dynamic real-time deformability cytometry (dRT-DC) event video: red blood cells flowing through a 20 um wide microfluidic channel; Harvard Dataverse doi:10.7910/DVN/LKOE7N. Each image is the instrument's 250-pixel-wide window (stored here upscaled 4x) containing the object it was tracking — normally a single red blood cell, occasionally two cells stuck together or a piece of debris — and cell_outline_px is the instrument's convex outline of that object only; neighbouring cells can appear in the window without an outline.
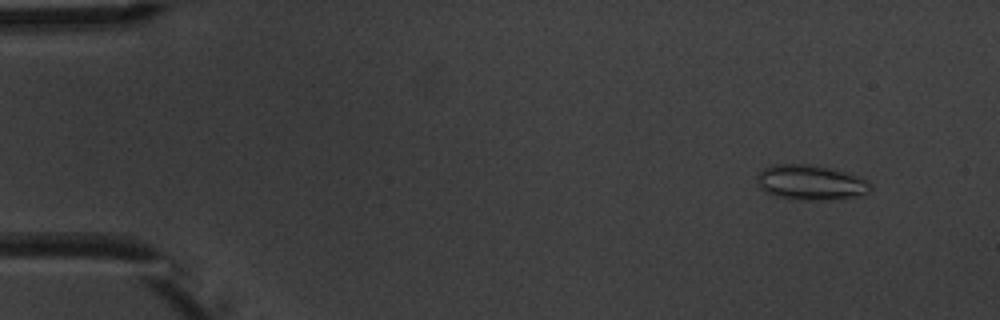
{"species": "common noctule bat (a hibernating species)", "species_latin": "Nyctalus noctula", "temperature_condition": "warm", "stored_images_in_passage": 8, "camera_frame_rate_fps": 3000, "um_per_image_px": 0.085, "animal": {"sex": "male", "body_mass_g": 20.1, "forearm_length_mm": 53.5}, "frame": {"image": 1, "passage_image": 2, "time_ms": 1.0, "image_size_px": [1000, 320], "cell_outline_px": [[872, 188], [864, 196], [832, 200], [800, 200], [776, 196], [764, 192], [760, 188], [756, 180], [756, 176], [764, 168], [772, 164], [808, 164], [828, 168], [844, 172], [868, 180], [872, 184]], "centroid_in_image_um": [68.92, 15.53], "position_along_channel_um": 16.1, "area_um2": 23.47}}
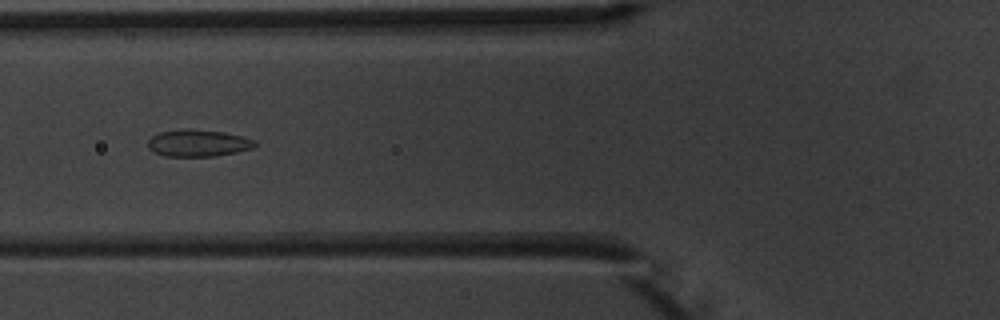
{"frame": {"image": 2, "passage_image": 6, "time_ms": 6.333, "image_size_px": [1000, 320], "cell_outline_px": [[256, 144], [252, 148], [236, 152], [216, 156], [168, 156], [156, 152], [148, 148], [148, 140], [152, 136], [160, 132], [188, 128], [224, 132], [244, 136], [256, 140]], "centroid_in_image_um": [16.87, 12.15], "position_along_channel_um": 108.9, "area_um2": 16.76}}
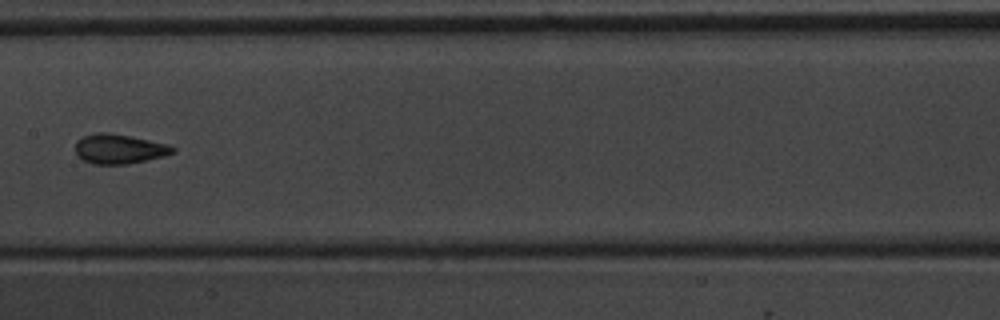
{"frame": {"image": 3, "passage_image": 8, "time_ms": 8.667, "image_size_px": [1000, 320], "cell_outline_px": [[176, 152], [164, 156], [148, 160], [128, 164], [92, 164], [84, 160], [76, 152], [76, 140], [84, 136], [96, 132], [108, 132], [132, 136], [168, 144], [176, 148]], "centroid_in_image_um": [10.17, 12.65], "position_along_channel_um": 197.2, "area_um2": 16.94}}